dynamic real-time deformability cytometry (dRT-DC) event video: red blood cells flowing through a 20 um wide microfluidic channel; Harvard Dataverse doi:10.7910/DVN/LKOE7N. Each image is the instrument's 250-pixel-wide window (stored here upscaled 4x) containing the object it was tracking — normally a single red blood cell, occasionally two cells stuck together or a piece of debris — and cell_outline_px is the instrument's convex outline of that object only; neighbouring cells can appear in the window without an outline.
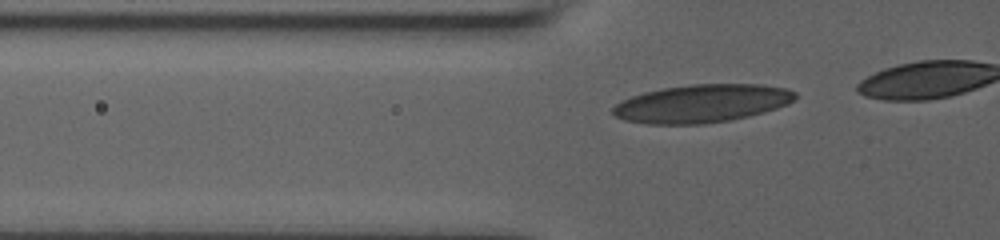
{"species": "human", "species_latin": "Homo sapiens", "temperature_condition": "room temperature", "stored_images_in_passage": 13, "camera_frame_rate_fps": 3000, "um_per_image_px": 0.085, "donor": {"sex": "male"}, "frame": {"image": 1, "passage_image": 6, "time_ms": 1.667, "image_size_px": [1000, 240], "cell_outline_px": [[796, 96], [788, 104], [764, 112], [748, 116], [728, 120], [704, 124], [648, 124], [624, 120], [616, 116], [612, 112], [612, 108], [616, 104], [632, 96], [644, 92], [664, 88], [692, 84], [764, 84], [788, 88], [796, 92]], "centroid_in_image_um": [59.68, 8.79], "position_along_channel_um": 66.1, "area_um2": 40.34}}
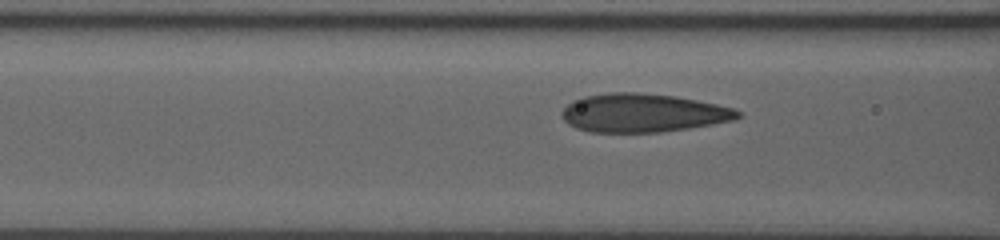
{"frame": {"image": 2, "passage_image": 10, "time_ms": 3.0, "image_size_px": [1000, 240], "cell_outline_px": [[744, 112], [736, 120], [688, 128], [660, 132], [588, 132], [576, 128], [568, 124], [560, 116], [560, 112], [572, 100], [584, 96], [612, 92], [636, 92], [676, 96], [716, 104], [732, 108]], "centroid_in_image_um": [54.63, 9.6], "position_along_channel_um": 112.0, "area_um2": 39.65}}